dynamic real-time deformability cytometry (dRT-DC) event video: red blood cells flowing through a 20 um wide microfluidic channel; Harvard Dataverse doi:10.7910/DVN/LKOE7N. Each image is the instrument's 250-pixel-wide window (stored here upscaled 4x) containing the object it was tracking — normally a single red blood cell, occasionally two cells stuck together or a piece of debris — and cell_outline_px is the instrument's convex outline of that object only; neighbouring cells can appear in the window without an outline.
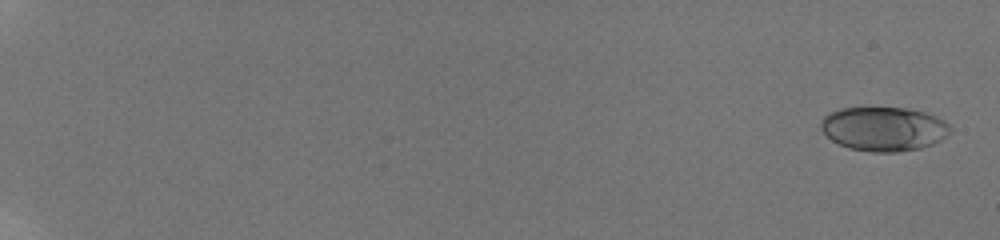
{"species": "human", "species_latin": "Homo sapiens", "temperature_condition": "room temperature", "stored_images_in_passage": 32, "camera_frame_rate_fps": 3000, "um_per_image_px": 0.085, "donor": {"sex": "male"}, "frame": {"image": 1, "passage_image": 1, "time_ms": 0.0, "image_size_px": [1000, 240], "cell_outline_px": [[952, 132], [948, 136], [932, 144], [920, 148], [896, 152], [876, 152], [848, 148], [832, 140], [820, 128], [820, 120], [828, 112], [840, 108], [908, 108], [924, 112], [936, 116], [944, 120], [952, 128]], "centroid_in_image_um": [75.13, 10.95], "position_along_channel_um": 9.9, "area_um2": 33.41}}
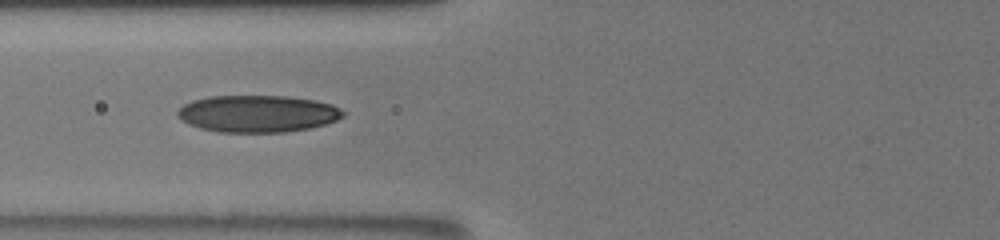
{"frame": {"image": 2, "passage_image": 27, "time_ms": 8.667, "image_size_px": [1000, 240], "cell_outline_px": [[344, 116], [336, 120], [324, 124], [308, 128], [284, 132], [220, 132], [200, 128], [188, 124], [176, 116], [176, 112], [184, 104], [192, 100], [208, 96], [288, 96], [316, 100], [332, 104], [340, 108], [344, 112]], "centroid_in_image_um": [21.88, 9.65], "position_along_channel_um": 103.9, "area_um2": 35.78}}
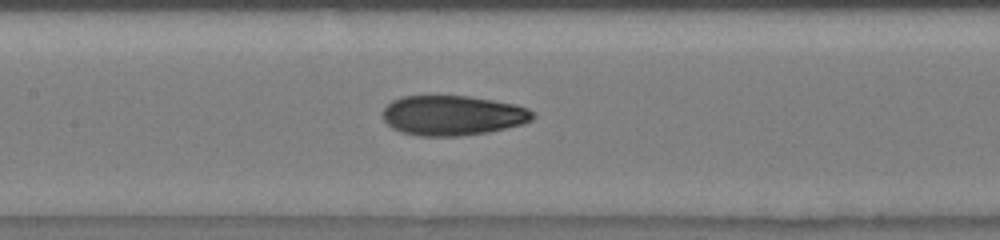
{"frame": {"image": 3, "passage_image": 30, "time_ms": 10.333, "image_size_px": [1000, 240], "cell_outline_px": [[536, 116], [532, 120], [524, 124], [488, 132], [460, 136], [420, 136], [400, 132], [392, 128], [384, 120], [384, 108], [392, 100], [400, 96], [468, 96], [516, 104], [528, 108]], "centroid_in_image_um": [38.49, 9.81], "position_along_channel_um": 168.9, "area_um2": 35.03}}